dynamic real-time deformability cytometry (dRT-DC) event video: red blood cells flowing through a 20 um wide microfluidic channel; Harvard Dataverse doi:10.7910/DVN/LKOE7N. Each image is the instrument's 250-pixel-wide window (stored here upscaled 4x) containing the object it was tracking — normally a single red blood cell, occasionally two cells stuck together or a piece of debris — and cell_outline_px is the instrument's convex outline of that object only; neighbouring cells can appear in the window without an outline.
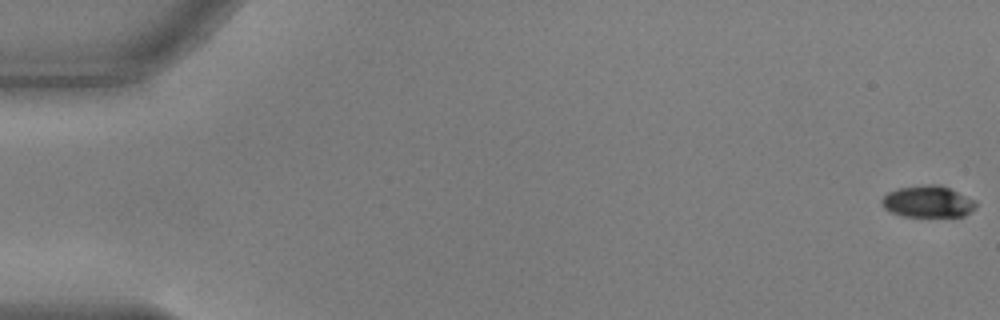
{"species": "common noctule bat (a hibernating species)", "species_latin": "Nyctalus noctula", "temperature_condition": "warm", "stored_images_in_passage": 5, "camera_frame_rate_fps": 3000, "um_per_image_px": 0.085, "animal": {"sex": "male", "body_mass_g": 17.9, "forearm_length_mm": 54.2}, "frame": {"image": 1, "passage_image": 1, "time_ms": 0.0, "image_size_px": [1000, 320], "cell_outline_px": [[976, 208], [964, 216], [900, 216], [888, 212], [880, 204], [880, 200], [888, 192], [900, 188], [924, 184], [940, 184], [976, 200]], "centroid_in_image_um": [78.84, 17.14], "position_along_channel_um": 6.2, "area_um2": 17.57}}